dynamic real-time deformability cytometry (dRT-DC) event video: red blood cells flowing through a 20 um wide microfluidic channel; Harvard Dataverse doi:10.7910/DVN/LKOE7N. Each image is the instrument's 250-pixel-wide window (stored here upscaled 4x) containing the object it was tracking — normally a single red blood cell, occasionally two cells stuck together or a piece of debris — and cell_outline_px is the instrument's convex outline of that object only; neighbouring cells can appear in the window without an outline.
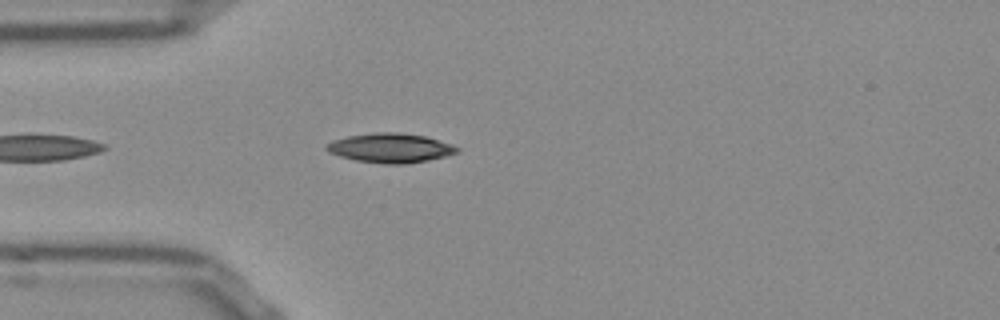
{"species": "Egyptian fruit bat (a non-hibernating species)", "species_latin": "Rousettus aegyptiacus", "temperature_condition": "room temperature", "stored_images_in_passage": 10, "camera_frame_rate_fps": 3000, "um_per_image_px": 0.085, "frame": {"image": 1, "passage_image": 5, "time_ms": 1.333, "image_size_px": [1000, 320], "cell_outline_px": [[460, 148], [456, 152], [444, 156], [428, 160], [404, 164], [384, 164], [356, 160], [340, 156], [328, 152], [324, 148], [324, 144], [332, 140], [348, 136], [376, 132], [396, 132], [424, 136], [452, 144]], "centroid_in_image_um": [33.13, 12.57], "position_along_channel_um": 51.9, "area_um2": 22.25}}